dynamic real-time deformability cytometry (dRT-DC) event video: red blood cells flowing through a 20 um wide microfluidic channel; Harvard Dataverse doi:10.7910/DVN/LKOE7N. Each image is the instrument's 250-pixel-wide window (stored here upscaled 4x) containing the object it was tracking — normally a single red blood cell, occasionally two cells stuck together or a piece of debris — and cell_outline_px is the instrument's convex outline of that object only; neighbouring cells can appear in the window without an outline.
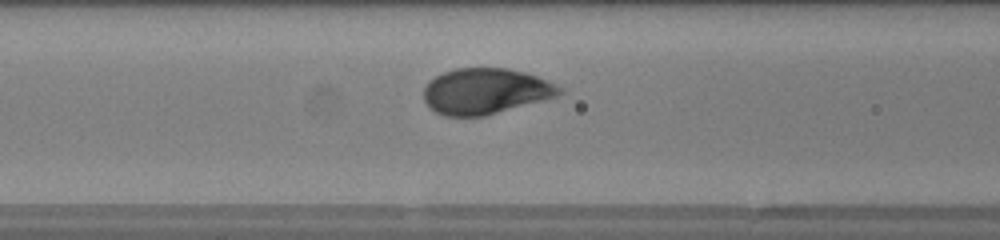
{"species": "human", "species_latin": "Homo sapiens", "temperature_condition": "warm", "stored_images_in_passage": 33, "camera_frame_rate_fps": 3000, "um_per_image_px": 0.085, "donor": {"sex": "female"}, "frame": {"image": 1, "passage_image": 13, "time_ms": 4.0, "image_size_px": [1000, 240], "cell_outline_px": [[564, 92], [556, 96], [544, 100], [484, 116], [444, 116], [428, 108], [424, 100], [424, 88], [428, 80], [444, 72], [456, 68], [508, 68], [524, 72], [548, 80], [564, 88]], "centroid_in_image_um": [41.26, 7.75], "position_along_channel_um": 125.3, "area_um2": 36.41}}
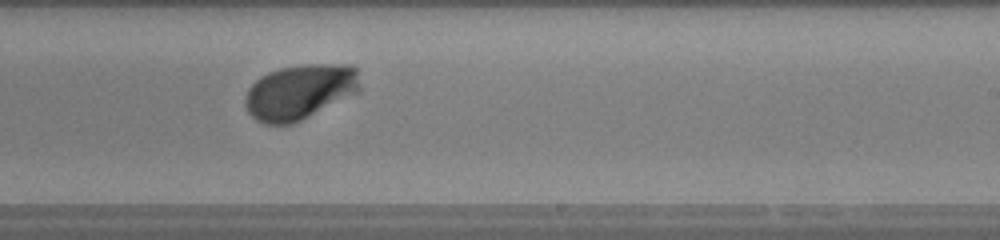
{"frame": {"image": 2, "passage_image": 23, "time_ms": 7.333, "image_size_px": [1000, 240], "cell_outline_px": [[360, 92], [292, 124], [264, 124], [256, 120], [248, 112], [244, 104], [244, 96], [248, 88], [256, 80], [268, 72], [280, 68], [304, 64], [352, 64], [356, 68], [360, 88]], "centroid_in_image_um": [25.48, 7.8], "position_along_channel_um": 263.5, "area_um2": 37.05}}
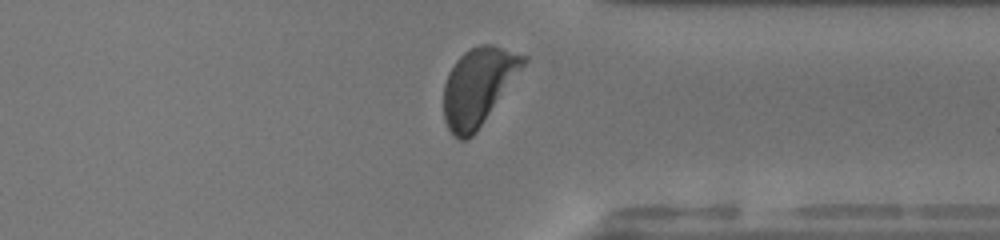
{"frame": {"image": 3, "passage_image": 31, "time_ms": 10.0, "image_size_px": [1000, 240], "cell_outline_px": [[528, 60], [476, 132], [468, 140], [460, 140], [452, 136], [444, 120], [444, 84], [448, 72], [456, 60], [464, 52], [480, 44], [492, 44], [528, 56]], "centroid_in_image_um": [40.63, 7.35], "position_along_channel_um": 370.8, "area_um2": 35.72}, "authors_computed_cell_mechanics": {"area_um2": 36.2984, "velocity_mm_per_s": 4.1527, "shape_relaxation_time_tau1_ms": 1.7398, "shape_relaxation_time_tau2_ms": null, "deformation_change_tau1": 0.1641, "deformation_change_tau2": null}}